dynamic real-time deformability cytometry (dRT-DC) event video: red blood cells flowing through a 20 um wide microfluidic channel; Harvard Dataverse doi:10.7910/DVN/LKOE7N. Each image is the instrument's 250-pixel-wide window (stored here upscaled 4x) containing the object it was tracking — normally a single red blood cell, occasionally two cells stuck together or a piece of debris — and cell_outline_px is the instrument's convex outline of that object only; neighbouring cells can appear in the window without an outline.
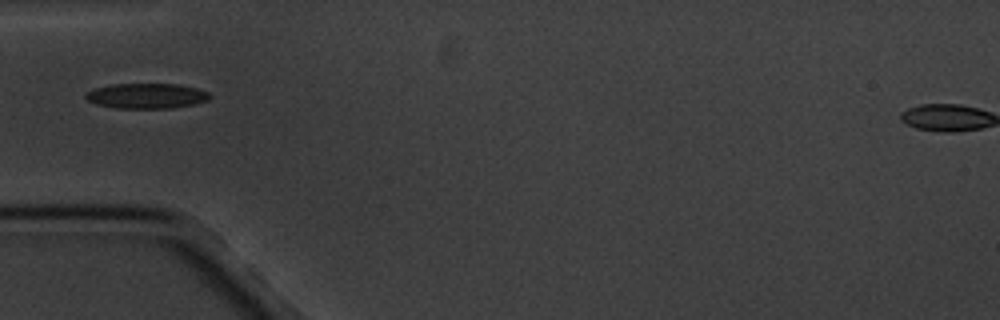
{"species": "common noctule bat (a hibernating species)", "species_latin": "Nyctalus noctula", "temperature_condition": "cold", "stored_images_in_passage": 6, "camera_frame_rate_fps": 3000, "um_per_image_px": 0.085, "animal": {"sex": "male", "body_mass_g": 20.1, "forearm_length_mm": 53.5}, "frame": {"image": 1, "passage_image": 5, "time_ms": 4.667, "image_size_px": [1000, 320], "cell_outline_px": [[208, 100], [192, 104], [172, 108], [116, 108], [96, 104], [88, 100], [84, 96], [88, 92], [96, 88], [112, 84], [180, 84], [196, 88], [208, 92]], "centroid_in_image_um": [12.44, 8.15], "position_along_channel_um": 72.6, "area_um2": 17.98}}
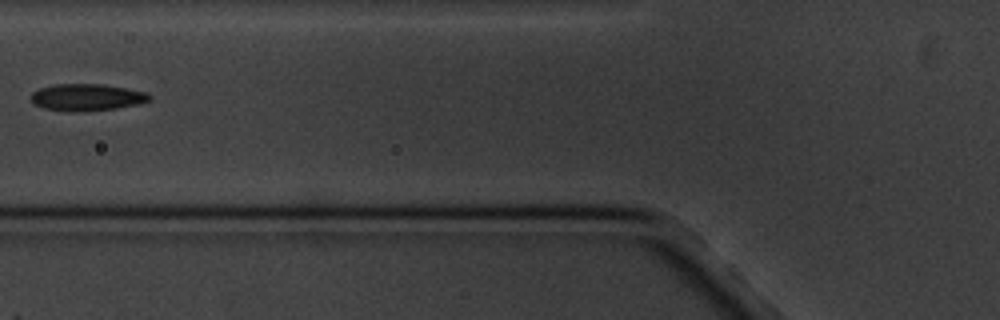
{"frame": {"image": 2, "passage_image": 6, "time_ms": 6.0, "image_size_px": [1000, 320], "cell_outline_px": [[152, 96], [148, 100], [140, 104], [116, 108], [76, 112], [44, 108], [32, 104], [32, 92], [40, 88], [56, 84], [104, 84], [128, 88], [148, 92]], "centroid_in_image_um": [7.41, 8.26], "position_along_channel_um": 118.4, "area_um2": 18.61}}